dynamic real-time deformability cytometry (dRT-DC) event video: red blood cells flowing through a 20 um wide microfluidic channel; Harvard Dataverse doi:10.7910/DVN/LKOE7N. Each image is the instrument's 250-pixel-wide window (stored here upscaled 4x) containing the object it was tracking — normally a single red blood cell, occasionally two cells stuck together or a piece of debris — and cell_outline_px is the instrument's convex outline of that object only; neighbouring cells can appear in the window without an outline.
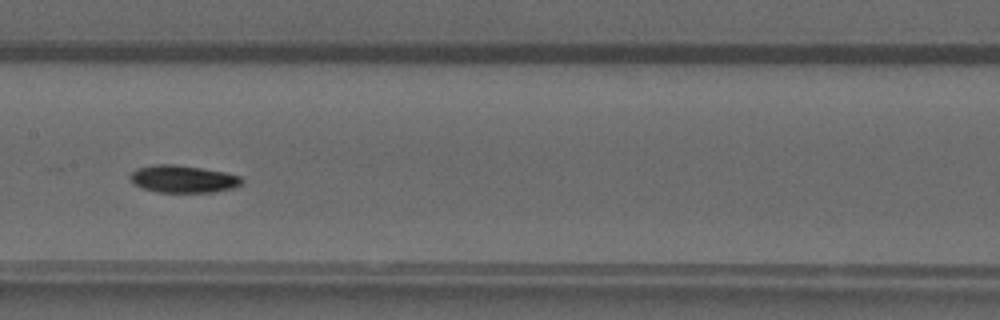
{"species": "common noctule bat (a hibernating species)", "species_latin": "Nyctalus noctula", "temperature_condition": "warm", "stored_images_in_passage": 47, "camera_frame_rate_fps": 3000, "um_per_image_px": 0.085, "animal": {"sex": "male", "forearm_length_mm": 52.5}, "frame": {"image": 1, "passage_image": 22, "time_ms": 7.0, "image_size_px": [1000, 320], "cell_outline_px": [[244, 180], [240, 184], [232, 188], [216, 192], [156, 192], [132, 184], [128, 176], [136, 168], [152, 164], [176, 164], [224, 172], [240, 176]], "centroid_in_image_um": [15.51, 15.21], "position_along_channel_um": 191.9, "area_um2": 17.92}}
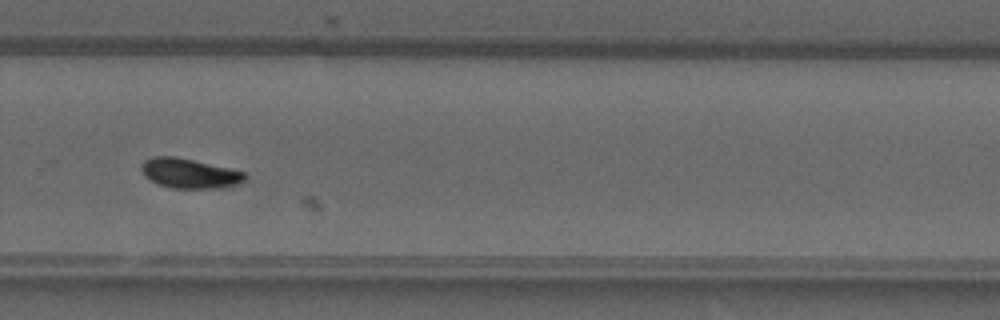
{"frame": {"image": 2, "passage_image": 31, "time_ms": 10.0, "image_size_px": [1000, 320], "cell_outline_px": [[244, 180], [236, 184], [216, 188], [172, 188], [160, 184], [144, 176], [140, 168], [140, 164], [144, 160], [152, 156], [176, 156], [228, 168], [244, 172]], "centroid_in_image_um": [16.03, 14.72], "position_along_channel_um": 313.8, "area_um2": 17.69}}
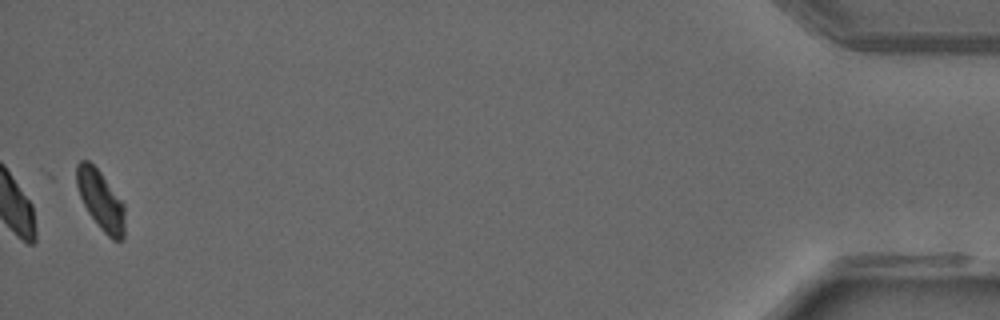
{"frame": {"image": 3, "passage_image": 46, "time_ms": 15.0, "image_size_px": [1000, 320], "cell_outline_px": [[124, 240], [112, 240], [100, 228], [88, 212], [80, 196], [76, 184], [76, 164], [80, 160], [88, 160], [100, 172], [124, 204]], "centroid_in_image_um": [8.55, 17.02], "position_along_channel_um": 426.7, "area_um2": 16.53}, "authors_computed_cell_mechanics": {"area_um2": 17.8602, "velocity_mm_per_s": 4.0818, "shape_relaxation_time_tau1_ms": 5.7816, "shape_relaxation_time_tau2_ms": null, "deformation_change_tau1": 0.1491, "deformation_change_tau2": null}}